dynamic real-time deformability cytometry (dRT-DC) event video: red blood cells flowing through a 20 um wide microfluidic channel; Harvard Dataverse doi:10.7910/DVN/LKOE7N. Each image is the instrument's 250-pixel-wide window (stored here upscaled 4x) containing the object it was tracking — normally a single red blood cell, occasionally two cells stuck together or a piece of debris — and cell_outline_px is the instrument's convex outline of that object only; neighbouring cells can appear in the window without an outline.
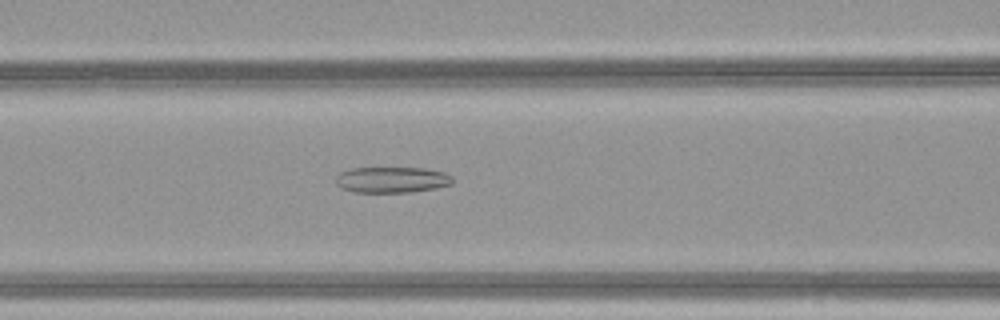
{"species": "common noctule bat (a hibernating species)", "species_latin": "Nyctalus noctula", "temperature_condition": "warm", "stored_images_in_passage": 51, "camera_frame_rate_fps": 3000, "um_per_image_px": 0.085, "animal": {"sex": "female", "body_mass_g": 21.9}, "frame": {"image": 1, "passage_image": 23, "time_ms": 7.333, "image_size_px": [1000, 320], "cell_outline_px": [[452, 184], [436, 188], [408, 192], [356, 192], [340, 188], [336, 184], [336, 176], [340, 172], [352, 168], [424, 168], [444, 172], [452, 176]], "centroid_in_image_um": [33.29, 15.28], "position_along_channel_um": 133.3, "area_um2": 17.63}}
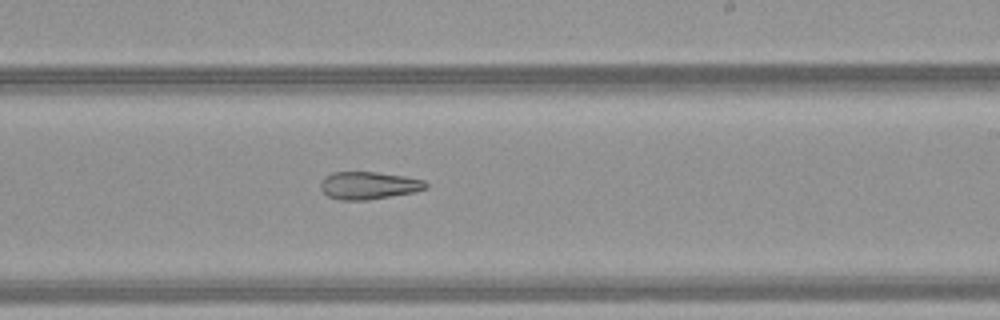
{"frame": {"image": 2, "passage_image": 32, "time_ms": 10.333, "image_size_px": [1000, 320], "cell_outline_px": [[428, 188], [416, 192], [368, 200], [340, 200], [328, 196], [320, 188], [320, 184], [324, 176], [332, 172], [376, 172], [404, 176], [424, 180], [428, 184]], "centroid_in_image_um": [31.35, 15.76], "position_along_channel_um": 257.7, "area_um2": 17.05}}
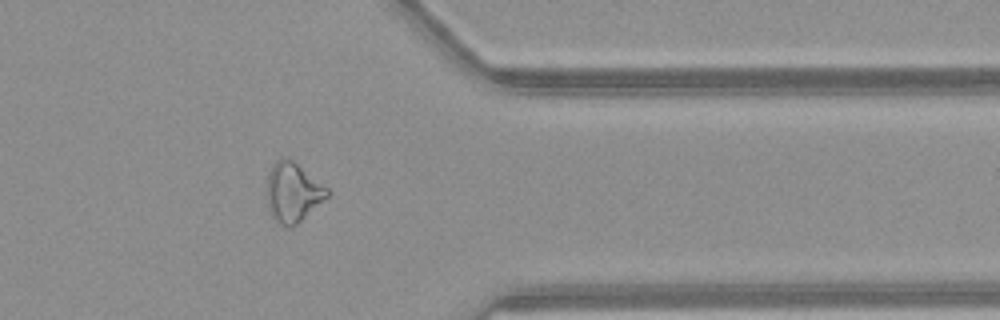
{"frame": {"image": 3, "passage_image": 42, "time_ms": 13.667, "image_size_px": [1000, 320], "cell_outline_px": [[328, 196], [296, 224], [288, 228], [276, 224], [268, 208], [268, 176], [272, 164], [280, 156], [288, 156], [328, 188]], "centroid_in_image_um": [24.87, 16.33], "position_along_channel_um": 386.5, "area_um2": 20.81}}